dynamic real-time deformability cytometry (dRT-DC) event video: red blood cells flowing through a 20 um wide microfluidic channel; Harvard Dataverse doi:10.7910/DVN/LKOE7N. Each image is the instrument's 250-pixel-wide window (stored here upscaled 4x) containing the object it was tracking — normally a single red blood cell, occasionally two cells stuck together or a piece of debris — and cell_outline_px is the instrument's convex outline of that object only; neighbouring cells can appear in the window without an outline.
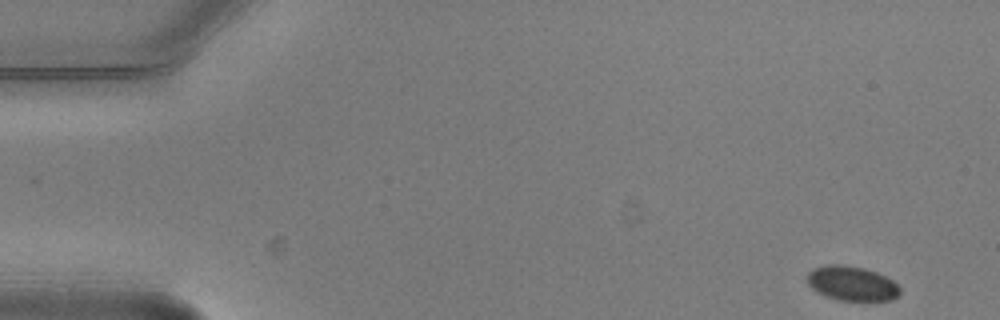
{"species": "common noctule bat (a hibernating species)", "species_latin": "Nyctalus noctula", "temperature_condition": "warm", "stored_images_in_passage": 5, "camera_frame_rate_fps": 3000, "um_per_image_px": 0.085, "animal": {"sex": "male", "body_mass_g": 20.5, "forearm_length_mm": 52.5}, "frame": {"image": 1, "passage_image": 1, "time_ms": 0.0, "image_size_px": [1000, 320], "cell_outline_px": [[900, 292], [892, 300], [840, 300], [828, 296], [812, 288], [808, 284], [808, 272], [812, 268], [828, 264], [844, 264], [864, 268], [876, 272], [892, 280], [900, 288]], "centroid_in_image_um": [72.4, 24.07], "position_along_channel_um": 12.6, "area_um2": 18.44}}
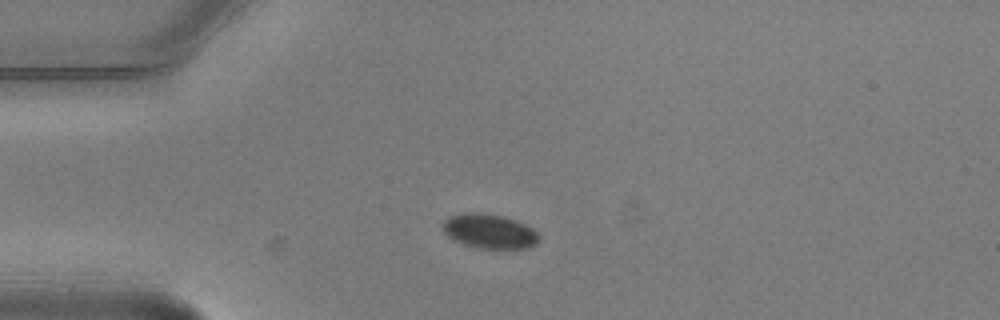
{"frame": {"image": 2, "passage_image": 4, "time_ms": 1.0, "image_size_px": [1000, 320], "cell_outline_px": [[540, 240], [536, 244], [528, 248], [480, 248], [456, 240], [448, 236], [444, 232], [440, 224], [448, 216], [464, 212], [476, 212], [504, 216], [516, 220], [532, 228], [540, 236]], "centroid_in_image_um": [41.6, 19.63], "position_along_channel_um": 43.4, "area_um2": 19.31}}